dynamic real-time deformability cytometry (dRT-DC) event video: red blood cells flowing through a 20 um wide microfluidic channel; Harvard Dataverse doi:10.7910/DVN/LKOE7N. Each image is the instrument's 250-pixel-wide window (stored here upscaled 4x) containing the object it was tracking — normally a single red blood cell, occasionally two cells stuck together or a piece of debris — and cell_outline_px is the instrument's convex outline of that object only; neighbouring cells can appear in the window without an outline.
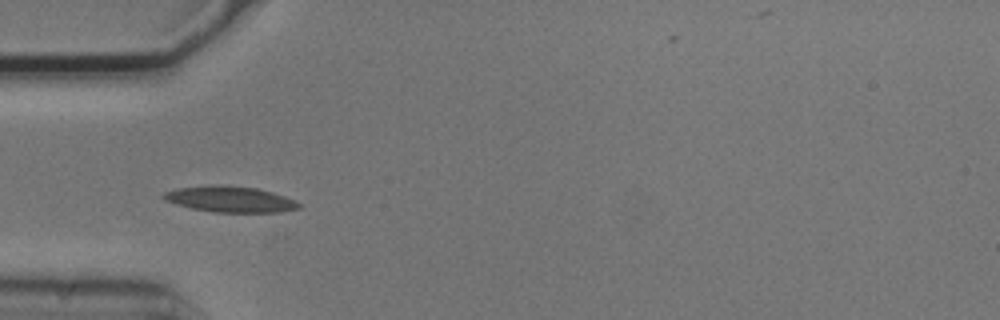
{"species": "common noctule bat (a hibernating species)", "species_latin": "Nyctalus noctula", "temperature_condition": "cold", "stored_images_in_passage": 24, "camera_frame_rate_fps": 3000, "um_per_image_px": 0.085, "animal": {"sex": "male", "body_mass_g": 20.5, "forearm_length_mm": 52.5}, "frame": {"image": 1, "passage_image": 1, "time_ms": 0.0, "image_size_px": [1000, 320], "cell_outline_px": [[304, 204], [300, 208], [280, 212], [212, 212], [192, 208], [176, 204], [164, 200], [160, 196], [164, 192], [176, 188], [212, 184], [220, 184], [256, 188], [272, 192], [296, 200]], "centroid_in_image_um": [19.56, 16.92], "position_along_channel_um": 65.4, "area_um2": 20.75}}
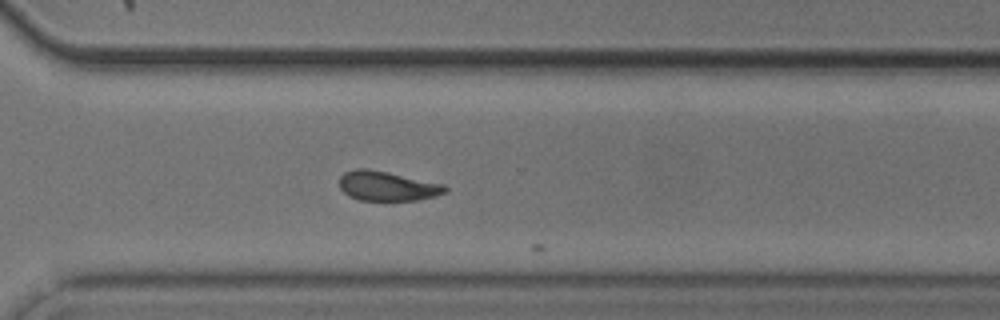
{"frame": {"image": 2, "passage_image": 23, "time_ms": 7.333, "image_size_px": [1000, 320], "cell_outline_px": [[448, 192], [436, 196], [416, 200], [360, 200], [348, 196], [340, 188], [340, 176], [344, 172], [356, 168], [368, 168], [388, 172], [444, 184], [448, 188]], "centroid_in_image_um": [32.92, 15.81], "position_along_channel_um": 337.7, "area_um2": 18.32}}